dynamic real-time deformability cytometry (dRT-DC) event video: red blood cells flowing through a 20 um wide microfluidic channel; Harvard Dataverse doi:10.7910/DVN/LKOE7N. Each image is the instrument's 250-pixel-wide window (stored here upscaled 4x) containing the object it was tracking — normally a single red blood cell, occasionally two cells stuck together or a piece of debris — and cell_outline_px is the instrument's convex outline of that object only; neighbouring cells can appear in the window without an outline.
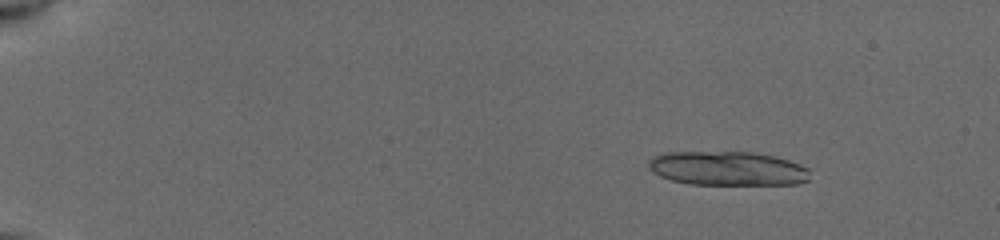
{"species": "common noctule bat (a hibernating species)", "species_latin": "Nyctalus noctula", "temperature_condition": "cold", "stored_images_in_passage": 14, "camera_frame_rate_fps": 3000, "um_per_image_px": 0.085, "animal": {"sex": "female", "body_mass_g": 19.5, "forearm_length_mm": 54.1}, "frame": {"image": 1, "passage_image": 3, "time_ms": 0.667, "image_size_px": [1000, 240], "cell_outline_px": [[808, 180], [796, 184], [688, 184], [672, 180], [660, 176], [652, 172], [648, 168], [648, 160], [664, 152], [756, 152], [776, 156], [800, 164], [808, 168]], "centroid_in_image_um": [61.83, 14.31], "position_along_channel_um": 23.2, "area_um2": 32.14}}
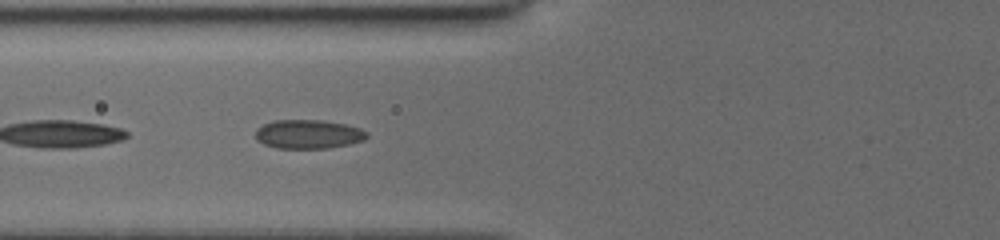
{"frame": {"image": 2, "passage_image": 14, "time_ms": 6.0, "image_size_px": [1000, 240], "cell_outline_px": [[368, 136], [364, 140], [348, 144], [328, 148], [276, 148], [264, 144], [256, 140], [256, 128], [272, 120], [324, 120], [344, 124], [360, 128], [368, 132]], "centroid_in_image_um": [26.2, 11.4], "position_along_channel_um": 99.6, "area_um2": 18.84}}